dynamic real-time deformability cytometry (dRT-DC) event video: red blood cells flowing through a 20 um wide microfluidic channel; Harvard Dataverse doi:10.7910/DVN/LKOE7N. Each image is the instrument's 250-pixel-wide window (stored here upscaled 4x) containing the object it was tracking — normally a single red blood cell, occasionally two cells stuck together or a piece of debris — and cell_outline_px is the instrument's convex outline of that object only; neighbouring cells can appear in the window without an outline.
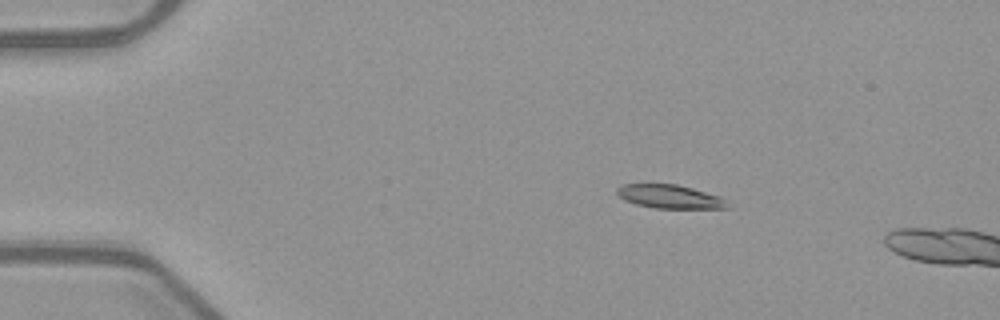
{"species": "common noctule bat (a hibernating species)", "species_latin": "Nyctalus noctula", "temperature_condition": "warm", "stored_images_in_passage": 13, "camera_frame_rate_fps": 3000, "um_per_image_px": 0.085, "animal": {"sex": "female", "body_mass_g": 21.9}, "frame": {"image": 1, "passage_image": 10, "time_ms": 3.0, "image_size_px": [1000, 320], "cell_outline_px": [[732, 208], [656, 208], [636, 204], [624, 200], [616, 192], [616, 188], [624, 184], [676, 184], [692, 188], [720, 196], [728, 200]], "centroid_in_image_um": [56.98, 16.71], "position_along_channel_um": 28.0, "area_um2": 15.26}}